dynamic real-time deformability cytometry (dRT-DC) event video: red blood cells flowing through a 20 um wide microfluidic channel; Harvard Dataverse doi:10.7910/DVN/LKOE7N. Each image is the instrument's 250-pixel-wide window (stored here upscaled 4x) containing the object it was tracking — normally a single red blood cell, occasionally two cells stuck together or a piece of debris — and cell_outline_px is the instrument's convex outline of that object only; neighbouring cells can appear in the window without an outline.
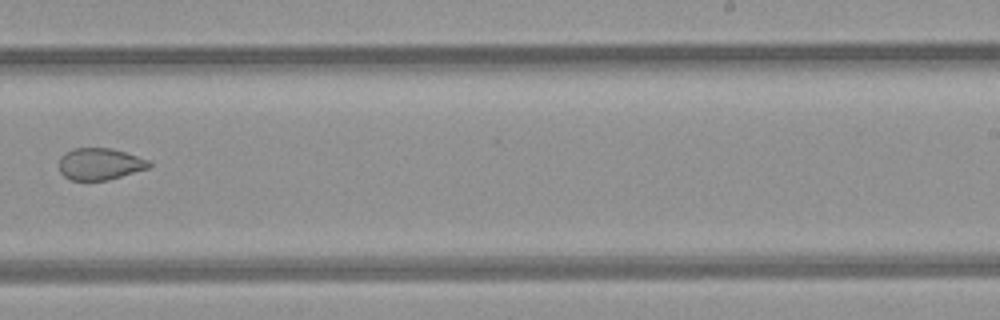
{"species": "common noctule bat (a hibernating species)", "species_latin": "Nyctalus noctula", "temperature_condition": "room temperature", "stored_images_in_passage": 8, "camera_frame_rate_fps": 3000, "um_per_image_px": 0.085, "animal": {"sex": "female", "body_mass_g": 21.9}, "frame": {"image": 1, "passage_image": 7, "time_ms": 8.0, "image_size_px": [1000, 320], "cell_outline_px": [[152, 164], [148, 168], [108, 180], [72, 180], [64, 176], [60, 172], [60, 156], [72, 148], [112, 148], [152, 160]], "centroid_in_image_um": [8.52, 13.93], "position_along_channel_um": 280.5, "area_um2": 16.76}}
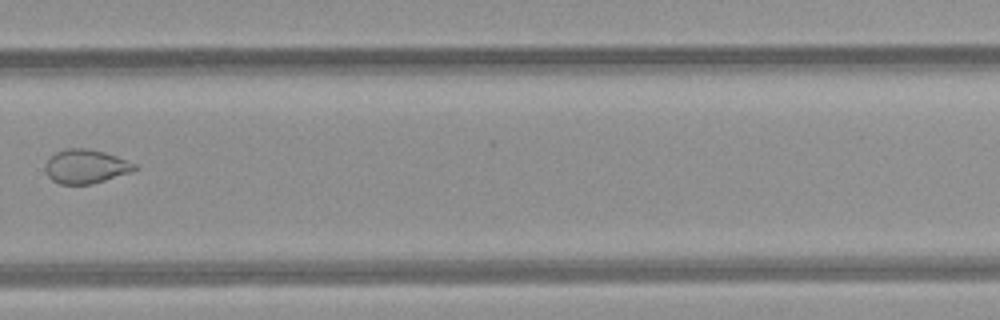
{"frame": {"image": 2, "passage_image": 8, "time_ms": 9.0, "image_size_px": [1000, 320], "cell_outline_px": [[140, 168], [132, 172], [92, 184], [60, 184], [52, 180], [48, 176], [44, 168], [44, 164], [56, 152], [64, 148], [88, 148], [104, 152], [116, 156], [136, 164]], "centroid_in_image_um": [7.3, 14.15], "position_along_channel_um": 322.5, "area_um2": 17.8}}